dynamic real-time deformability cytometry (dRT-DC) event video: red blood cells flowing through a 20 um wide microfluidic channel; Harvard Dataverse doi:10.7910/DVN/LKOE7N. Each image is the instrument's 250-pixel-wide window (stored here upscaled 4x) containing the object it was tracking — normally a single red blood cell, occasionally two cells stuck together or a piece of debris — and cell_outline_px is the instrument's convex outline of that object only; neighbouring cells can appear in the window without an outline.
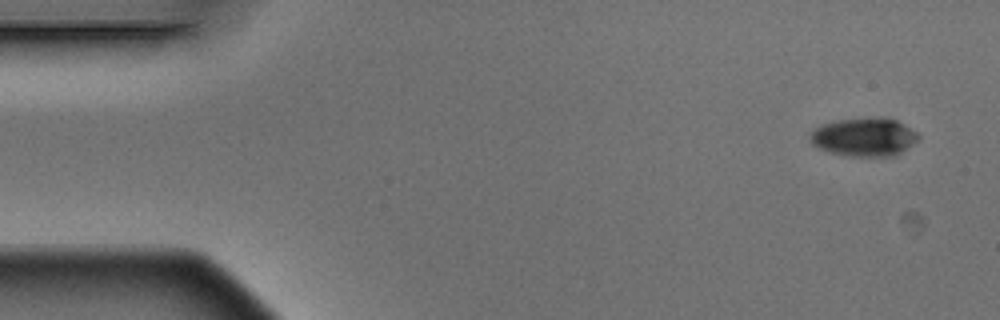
{"species": "Egyptian fruit bat (a non-hibernating species)", "species_latin": "Rousettus aegyptiacus", "temperature_condition": "warm", "stored_images_in_passage": 6, "camera_frame_rate_fps": 3000, "um_per_image_px": 0.085, "animal": {"sex": "male"}, "frame": {"image": 1, "passage_image": 1, "time_ms": 0.0, "image_size_px": [1000, 320], "cell_outline_px": [[920, 140], [900, 152], [892, 156], [852, 156], [828, 152], [812, 144], [808, 136], [808, 132], [812, 128], [820, 124], [836, 120], [876, 116], [884, 116], [896, 120], [904, 124], [916, 132], [920, 136]], "centroid_in_image_um": [73.42, 11.62], "position_along_channel_um": 11.6, "area_um2": 24.74}}
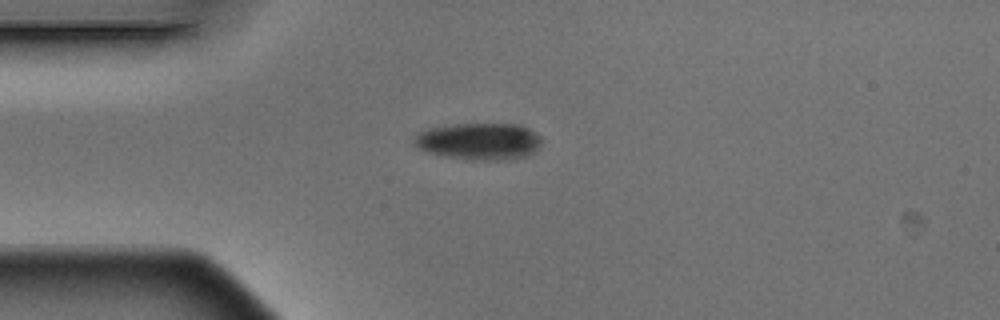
{"frame": {"image": 2, "passage_image": 4, "time_ms": 1.0, "image_size_px": [1000, 320], "cell_outline_px": [[540, 144], [528, 156], [508, 160], [472, 160], [444, 156], [428, 152], [416, 148], [412, 144], [412, 136], [420, 132], [432, 128], [456, 124], [520, 124], [528, 128], [540, 136]], "centroid_in_image_um": [40.68, 12.02], "position_along_channel_um": 44.3, "area_um2": 27.51}}
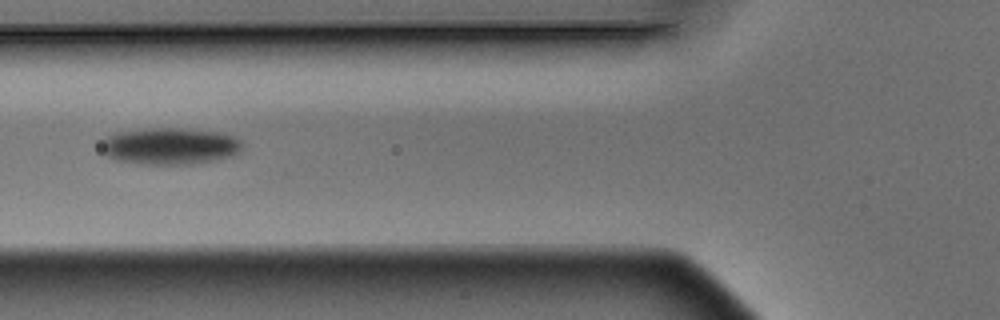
{"frame": {"image": 3, "passage_image": 6, "time_ms": 1.667, "image_size_px": [1000, 320], "cell_outline_px": [[240, 152], [232, 156], [216, 160], [192, 164], [136, 164], [116, 160], [108, 156], [100, 148], [100, 144], [104, 136], [116, 132], [144, 128], [180, 128], [220, 132], [232, 136], [240, 140]], "centroid_in_image_um": [14.38, 12.41], "position_along_channel_um": 111.4, "area_um2": 30.52}}